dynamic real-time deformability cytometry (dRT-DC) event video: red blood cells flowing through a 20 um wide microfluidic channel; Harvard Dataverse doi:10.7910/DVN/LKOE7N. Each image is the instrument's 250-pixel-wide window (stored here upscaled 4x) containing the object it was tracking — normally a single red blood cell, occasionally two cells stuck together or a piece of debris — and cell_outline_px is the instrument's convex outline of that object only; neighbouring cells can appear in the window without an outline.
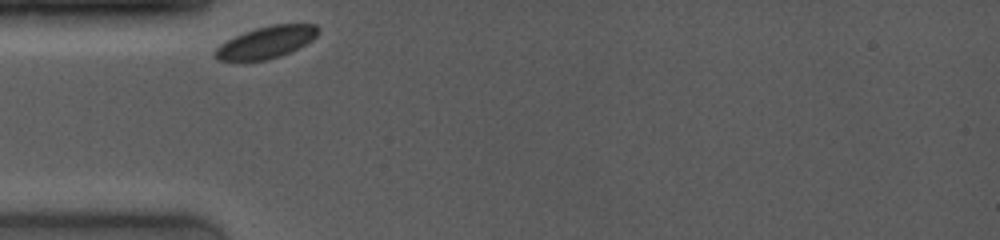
{"species": "common noctule bat (a hibernating species)", "species_latin": "Nyctalus noctula", "temperature_condition": "room temperature", "stored_images_in_passage": 35, "camera_frame_rate_fps": 4000, "um_per_image_px": 0.085, "animal": {"sex": "female", "body_mass_g": 19.0, "forearm_length_mm": 53.3}, "frame": {"image": 1, "passage_image": 1, "time_ms": 0.0, "image_size_px": [1000, 240], "cell_outline_px": [[320, 32], [312, 40], [280, 56], [268, 60], [216, 60], [212, 56], [212, 52], [220, 44], [244, 32], [256, 28], [272, 24], [316, 24], [320, 28]], "centroid_in_image_um": [22.62, 3.59], "position_along_channel_um": 62.4, "area_um2": 19.07}}
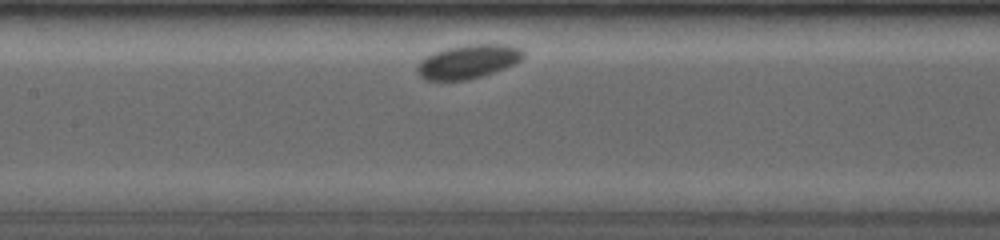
{"frame": {"image": 2, "passage_image": 12, "time_ms": 3.0, "image_size_px": [1000, 240], "cell_outline_px": [[524, 56], [520, 60], [504, 68], [484, 76], [468, 80], [424, 80], [416, 72], [416, 68], [420, 60], [432, 52], [448, 48], [468, 44], [504, 44], [520, 48], [524, 52]], "centroid_in_image_um": [39.75, 5.24], "position_along_channel_um": 167.6, "area_um2": 20.98}}
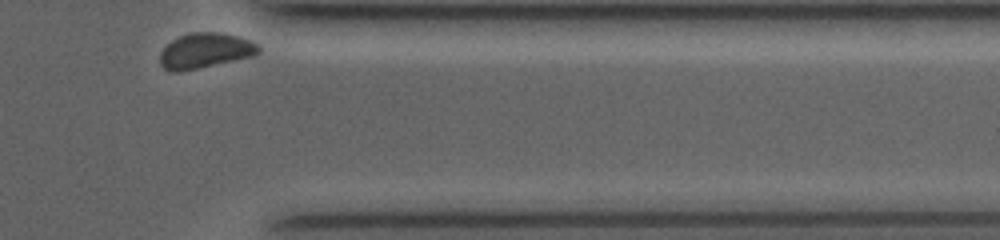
{"frame": {"image": 3, "passage_image": 35, "time_ms": 9.25, "image_size_px": [1000, 240], "cell_outline_px": [[260, 52], [252, 56], [196, 68], [176, 72], [172, 72], [164, 68], [160, 64], [160, 52], [172, 40], [180, 36], [192, 32], [216, 32], [240, 36], [252, 40], [260, 48]], "centroid_in_image_um": [17.44, 4.29], "position_along_channel_um": 394.0, "area_um2": 19.94}}